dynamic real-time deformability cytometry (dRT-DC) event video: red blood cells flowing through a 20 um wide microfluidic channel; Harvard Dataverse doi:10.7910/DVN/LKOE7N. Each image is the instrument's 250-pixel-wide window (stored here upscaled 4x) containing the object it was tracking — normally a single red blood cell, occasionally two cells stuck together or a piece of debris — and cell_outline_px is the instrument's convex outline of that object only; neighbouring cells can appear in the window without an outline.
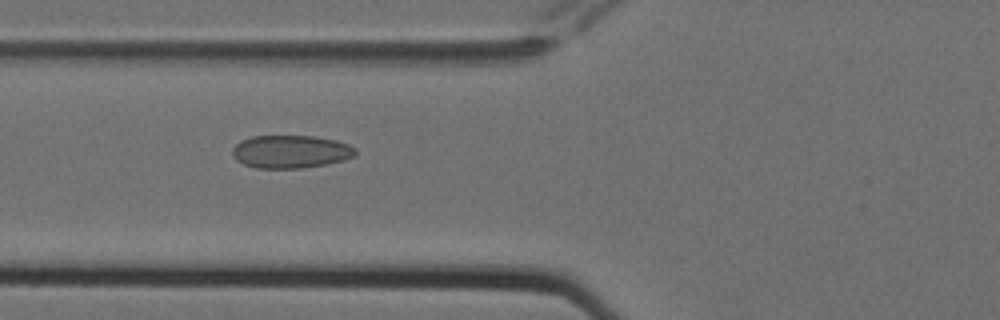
{"species": "Egyptian fruit bat (a non-hibernating species)", "species_latin": "Rousettus aegyptiacus", "temperature_condition": "cold", "stored_images_in_passage": 10, "camera_frame_rate_fps": 3000, "um_per_image_px": 0.085, "animal": {"sex": "female"}, "frame": {"image": 1, "passage_image": 6, "time_ms": 1.667, "image_size_px": [1000, 320], "cell_outline_px": [[356, 152], [352, 156], [344, 160], [324, 164], [300, 168], [256, 168], [244, 164], [236, 160], [232, 156], [232, 148], [240, 140], [252, 136], [312, 136], [336, 140], [348, 144], [356, 148]], "centroid_in_image_um": [24.67, 12.88], "position_along_channel_um": 101.1, "area_um2": 23.58}}
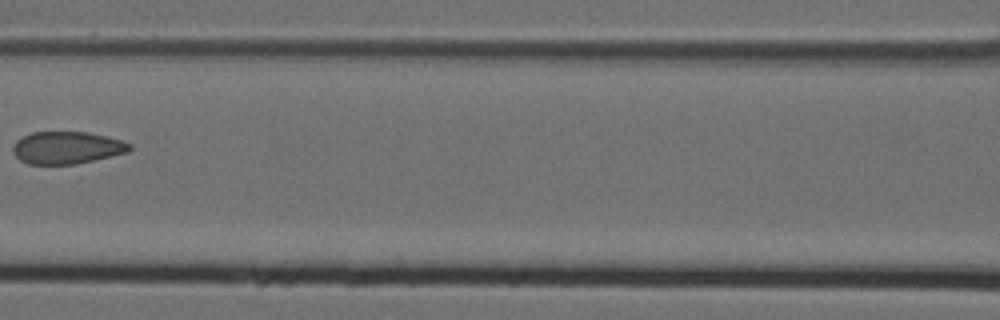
{"frame": {"image": 2, "passage_image": 7, "time_ms": 2.0, "image_size_px": [1000, 320], "cell_outline_px": [[132, 148], [128, 152], [76, 164], [28, 164], [20, 160], [12, 152], [12, 148], [16, 140], [32, 132], [88, 132], [120, 140], [132, 144]], "centroid_in_image_um": [5.67, 12.56], "position_along_channel_um": 160.9, "area_um2": 21.91}}